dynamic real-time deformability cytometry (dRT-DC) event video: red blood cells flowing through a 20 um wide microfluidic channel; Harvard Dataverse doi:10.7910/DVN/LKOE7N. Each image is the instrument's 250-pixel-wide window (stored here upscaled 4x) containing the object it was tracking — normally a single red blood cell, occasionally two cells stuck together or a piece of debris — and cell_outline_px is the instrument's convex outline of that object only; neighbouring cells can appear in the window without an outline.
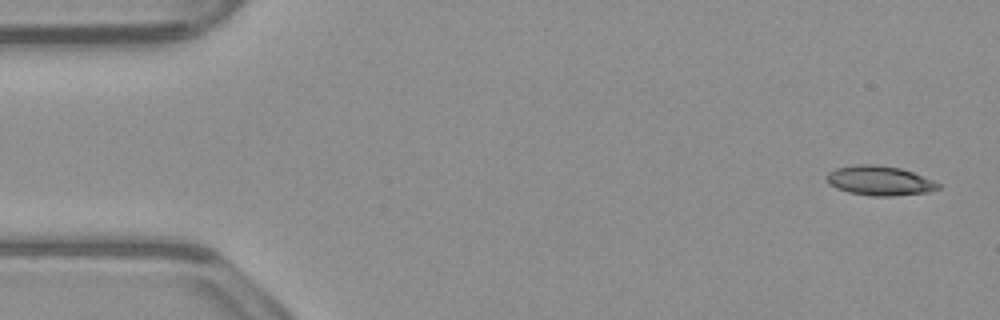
{"species": "common noctule bat (a hibernating species)", "species_latin": "Nyctalus noctula", "temperature_condition": "warm", "stored_images_in_passage": 52, "camera_frame_rate_fps": 3000, "um_per_image_px": 0.085, "animal": {"sex": "male", "body_mass_g": 23.1, "forearm_length_mm": 52.7}, "frame": {"image": 1, "passage_image": 1, "time_ms": 0.0, "image_size_px": [1000, 320], "cell_outline_px": [[940, 188], [928, 192], [892, 196], [872, 196], [848, 192], [836, 188], [828, 184], [828, 172], [836, 168], [860, 164], [876, 164], [900, 168], [912, 172], [932, 180], [940, 184]], "centroid_in_image_um": [74.76, 15.36], "position_along_channel_um": 10.2, "area_um2": 19.07}}
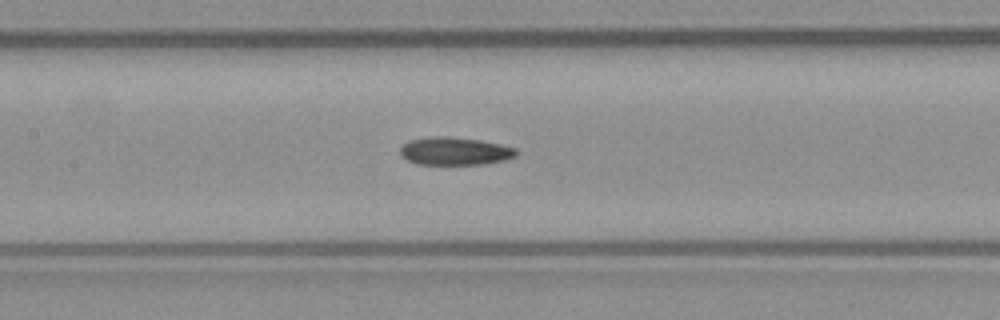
{"frame": {"image": 2, "passage_image": 23, "time_ms": 7.333, "image_size_px": [1000, 320], "cell_outline_px": [[520, 152], [516, 156], [504, 160], [484, 164], [416, 164], [400, 156], [400, 148], [408, 140], [432, 136], [448, 136], [480, 140], [500, 144], [516, 148]], "centroid_in_image_um": [38.66, 12.84], "position_along_channel_um": 168.7, "area_um2": 19.02}}
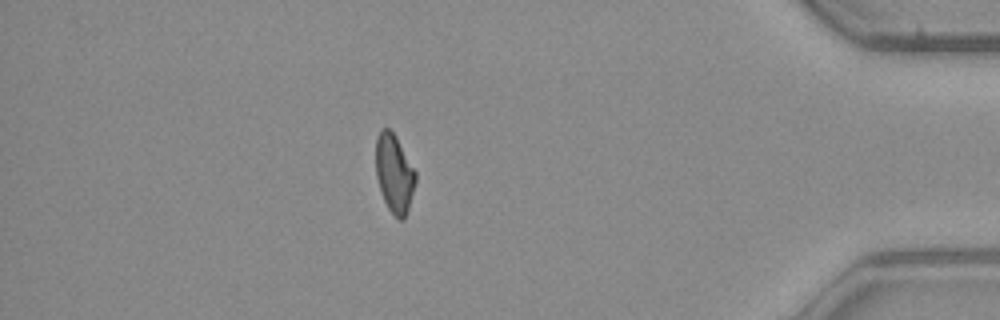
{"frame": {"image": 3, "passage_image": 45, "time_ms": 14.667, "image_size_px": [1000, 320], "cell_outline_px": [[416, 180], [408, 208], [404, 220], [400, 220], [388, 208], [380, 192], [376, 176], [376, 136], [380, 128], [388, 128], [396, 136], [416, 172]], "centroid_in_image_um": [33.5, 14.72], "position_along_channel_um": 401.7, "area_um2": 18.09}, "authors_computed_cell_mechanics": {"area_um2": 18.9584, "velocity_mm_per_s": 3.8506, "shape_relaxation_time_tau1_ms": null, "shape_relaxation_time_tau2_ms": 9.114, "deformation_change_tau1": null, "deformation_change_tau2": 0.1807}}